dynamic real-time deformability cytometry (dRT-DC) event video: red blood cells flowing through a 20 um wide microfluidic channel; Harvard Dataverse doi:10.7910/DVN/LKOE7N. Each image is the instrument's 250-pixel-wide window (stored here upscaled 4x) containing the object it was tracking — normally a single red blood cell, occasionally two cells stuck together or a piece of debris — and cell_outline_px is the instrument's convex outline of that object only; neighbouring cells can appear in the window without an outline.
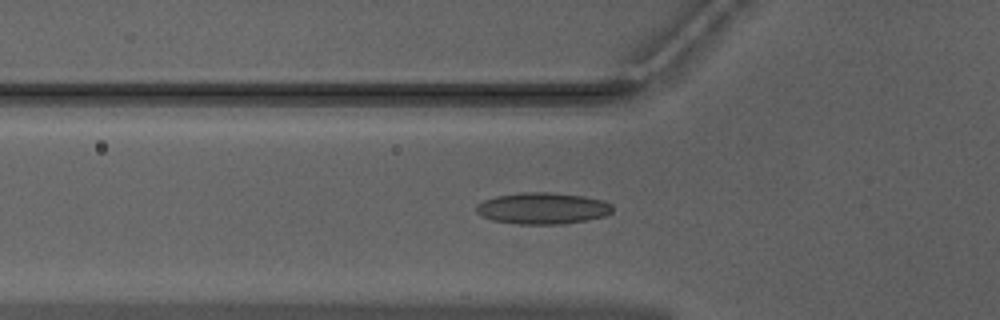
{"species": "Egyptian fruit bat (a non-hibernating species)", "species_latin": "Rousettus aegyptiacus", "temperature_condition": "warm", "stored_images_in_passage": 33, "camera_frame_rate_fps": 3000, "um_per_image_px": 0.085, "animal": {"sex": "male"}, "frame": {"image": 1, "passage_image": 2, "time_ms": 0.333, "image_size_px": [1000, 320], "cell_outline_px": [[612, 212], [604, 216], [588, 220], [560, 224], [516, 224], [492, 220], [480, 216], [476, 212], [476, 204], [484, 200], [496, 196], [524, 192], [552, 192], [584, 196], [604, 200], [612, 204]], "centroid_in_image_um": [46.12, 17.7], "position_along_channel_um": 79.7, "area_um2": 25.2}}
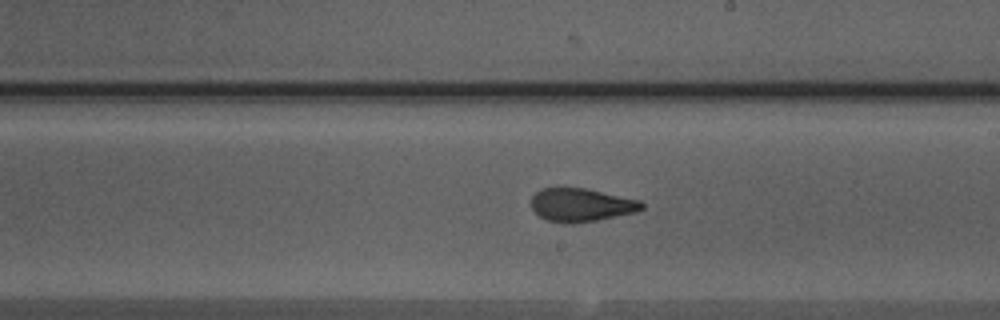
{"frame": {"image": 2, "passage_image": 14, "time_ms": 4.333, "image_size_px": [1000, 320], "cell_outline_px": [[644, 208], [636, 212], [596, 220], [568, 224], [564, 224], [548, 220], [540, 216], [532, 208], [532, 196], [540, 188], [556, 184], [584, 188], [640, 200], [644, 204]], "centroid_in_image_um": [49.35, 17.38], "position_along_channel_um": 239.7, "area_um2": 21.91}}
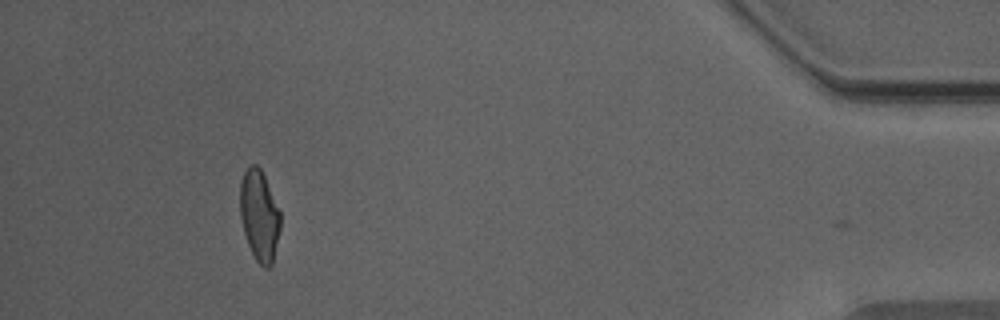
{"frame": {"image": 3, "passage_image": 32, "time_ms": 10.333, "image_size_px": [1000, 320], "cell_outline_px": [[280, 228], [272, 264], [268, 268], [264, 268], [256, 260], [248, 244], [244, 232], [240, 216], [240, 184], [244, 172], [252, 164], [256, 164], [260, 168], [264, 176], [280, 212]], "centroid_in_image_um": [22.04, 18.33], "position_along_channel_um": 413.2, "area_um2": 21.04}, "authors_computed_cell_mechanics": {"area_um2": 21.9062, "velocity_mm_per_s": 3.9833, "shape_relaxation_time_tau1_ms": null, "shape_relaxation_time_tau2_ms": 1.3468, "deformation_change_tau1": null, "deformation_change_tau2": 0.0834}}